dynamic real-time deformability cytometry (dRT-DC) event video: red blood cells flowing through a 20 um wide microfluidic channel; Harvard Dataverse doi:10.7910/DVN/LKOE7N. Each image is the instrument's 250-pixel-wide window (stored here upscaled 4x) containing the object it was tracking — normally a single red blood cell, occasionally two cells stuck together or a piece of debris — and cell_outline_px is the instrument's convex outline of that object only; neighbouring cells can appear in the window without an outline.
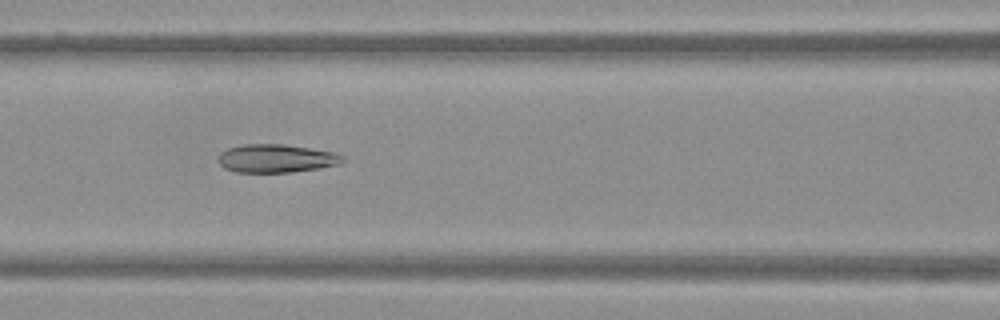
{"species": "Egyptian fruit bat (a non-hibernating species)", "species_latin": "Rousettus aegyptiacus", "temperature_condition": "warm", "stored_images_in_passage": 51, "camera_frame_rate_fps": 3000, "um_per_image_px": 0.085, "frame": {"image": 1, "passage_image": 23, "time_ms": 7.333, "image_size_px": [1000, 320], "cell_outline_px": [[344, 160], [340, 164], [320, 168], [292, 172], [236, 172], [224, 168], [216, 160], [216, 156], [220, 152], [228, 148], [244, 144], [284, 144], [332, 152], [344, 156]], "centroid_in_image_um": [23.43, 13.47], "position_along_channel_um": 143.2, "area_um2": 20.58}}
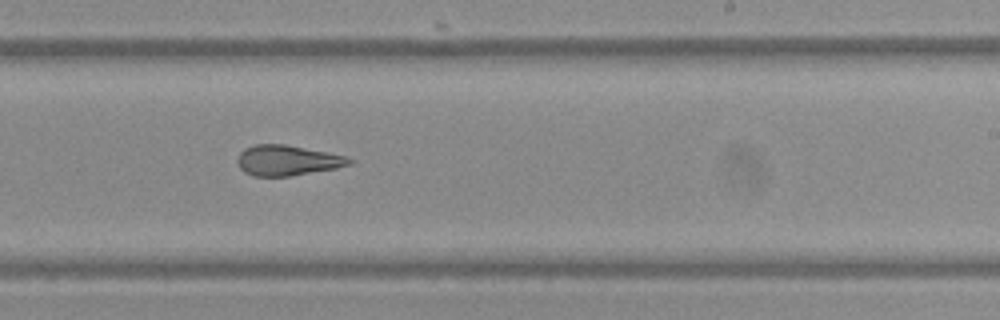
{"frame": {"image": 2, "passage_image": 32, "time_ms": 10.333, "image_size_px": [1000, 320], "cell_outline_px": [[356, 160], [352, 164], [336, 168], [288, 176], [252, 176], [244, 172], [240, 168], [236, 160], [240, 152], [244, 148], [252, 144], [284, 144], [328, 152], [344, 156]], "centroid_in_image_um": [24.4, 13.62], "position_along_channel_um": 264.6, "area_um2": 19.88}}
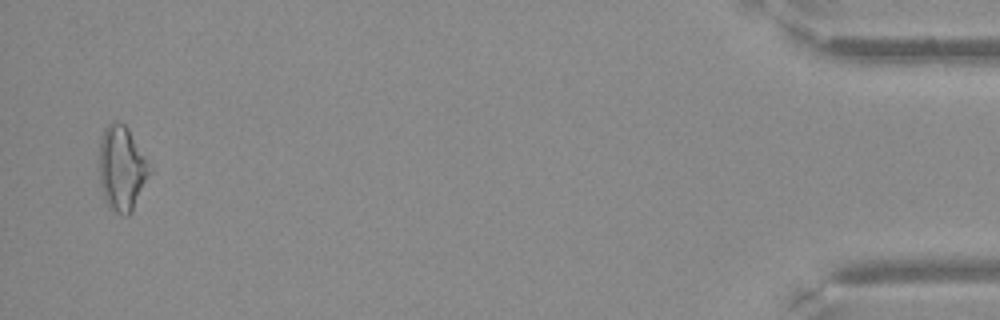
{"frame": {"image": 3, "passage_image": 50, "time_ms": 16.333, "image_size_px": [1000, 320], "cell_outline_px": [[148, 176], [132, 212], [128, 216], [124, 216], [116, 212], [104, 200], [100, 184], [100, 140], [104, 128], [112, 120], [124, 124], [128, 128], [144, 156], [148, 164]], "centroid_in_image_um": [10.31, 14.31], "position_along_channel_um": 424.9, "area_um2": 24.33}}